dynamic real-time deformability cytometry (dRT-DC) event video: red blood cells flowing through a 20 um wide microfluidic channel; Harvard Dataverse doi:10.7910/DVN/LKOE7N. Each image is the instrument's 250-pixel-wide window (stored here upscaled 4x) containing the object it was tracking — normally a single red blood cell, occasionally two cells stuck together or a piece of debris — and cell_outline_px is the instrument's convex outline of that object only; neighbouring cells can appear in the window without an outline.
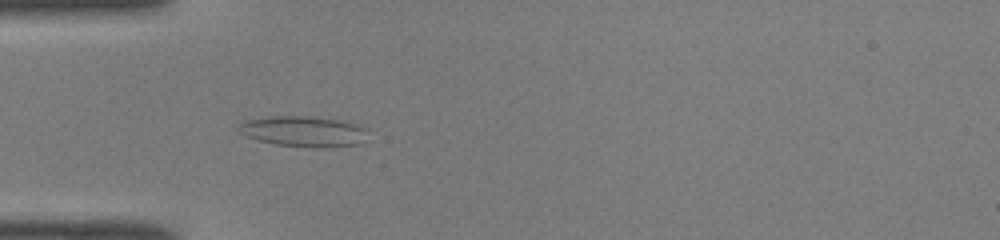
{"species": "common noctule bat (a hibernating species)", "species_latin": "Nyctalus noctula", "temperature_condition": "room temperature", "stored_images_in_passage": 38, "camera_frame_rate_fps": 3000, "um_per_image_px": 0.085, "animal": {"sex": "male", "body_mass_g": 19.0, "forearm_length_mm": 50.8}, "frame": {"image": 1, "passage_image": 7, "time_ms": 2.0, "image_size_px": [1000, 240], "cell_outline_px": [[364, 128], [360, 144], [316, 148], [308, 148], [276, 144], [260, 140], [248, 136], [240, 132], [236, 128], [240, 124], [248, 120], [268, 116], [312, 116], [340, 120], [356, 124]], "centroid_in_image_um": [25.75, 11.16], "position_along_channel_um": 59.3, "area_um2": 22.66}}
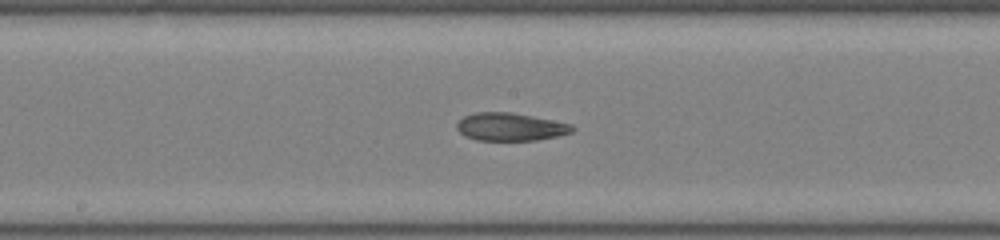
{"frame": {"image": 2, "passage_image": 18, "time_ms": 5.667, "image_size_px": [1000, 240], "cell_outline_px": [[576, 128], [572, 132], [560, 136], [536, 140], [476, 140], [464, 136], [456, 128], [456, 124], [464, 116], [476, 112], [512, 112], [572, 124]], "centroid_in_image_um": [43.39, 10.78], "position_along_channel_um": 204.8, "area_um2": 18.84}}
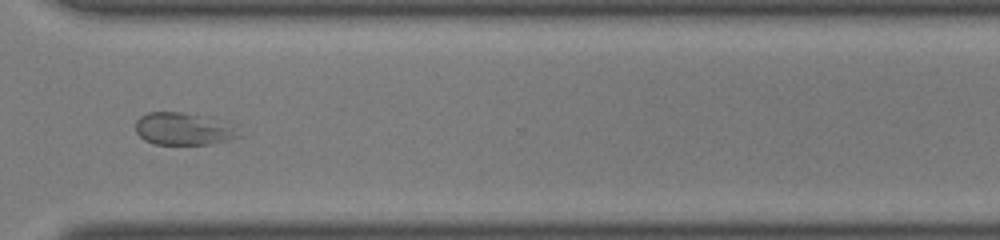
{"frame": {"image": 3, "passage_image": 29, "time_ms": 9.333, "image_size_px": [1000, 240], "cell_outline_px": [[244, 136], [228, 140], [208, 144], [156, 144], [144, 140], [136, 132], [136, 120], [140, 116], [148, 112], [180, 112], [196, 116], [232, 128]], "centroid_in_image_um": [15.45, 10.99], "position_along_channel_um": 355.1, "area_um2": 18.5}, "authors_computed_cell_mechanics": {"area_um2": 19.5364, "velocity_mm_per_s": 4.0724, "shape_relaxation_time_tau1_ms": null, "shape_relaxation_time_tau2_ms": 2.7202, "deformation_change_tau1": null, "deformation_change_tau2": 0.0963}}